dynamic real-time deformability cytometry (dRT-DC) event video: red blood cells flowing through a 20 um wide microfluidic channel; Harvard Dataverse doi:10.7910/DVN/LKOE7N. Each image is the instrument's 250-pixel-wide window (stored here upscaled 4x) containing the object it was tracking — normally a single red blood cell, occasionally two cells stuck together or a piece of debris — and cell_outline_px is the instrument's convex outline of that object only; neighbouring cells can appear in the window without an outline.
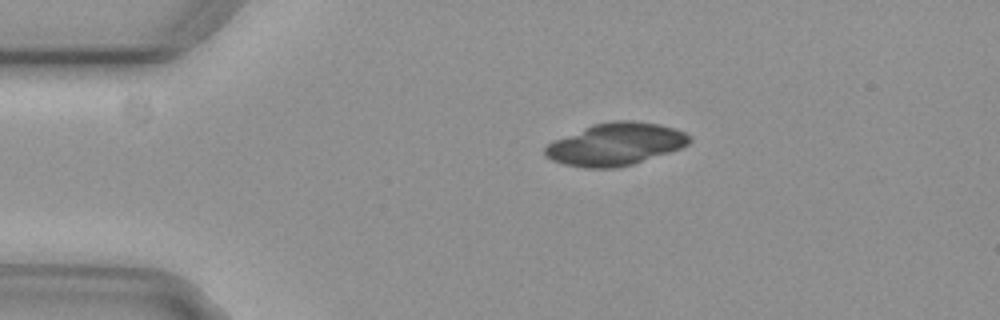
{"species": "common noctule bat (a hibernating species)", "species_latin": "Nyctalus noctula", "temperature_condition": "cold", "stored_images_in_passage": 2, "camera_frame_rate_fps": 3000, "um_per_image_px": 0.085, "animal": {"sex": "female", "body_mass_g": 29.2, "forearm_length_mm": 56.3}, "frame": {"image": 1, "passage_image": 1, "time_ms": 0.0, "image_size_px": [1000, 320], "cell_outline_px": [[692, 140], [688, 144], [680, 148], [632, 164], [616, 168], [584, 168], [564, 164], [552, 160], [544, 156], [544, 148], [548, 144], [556, 140], [592, 124], [612, 120], [632, 120], [660, 124], [684, 132], [692, 136]], "centroid_in_image_um": [52.32, 12.25], "position_along_channel_um": 32.7, "area_um2": 35.49}}